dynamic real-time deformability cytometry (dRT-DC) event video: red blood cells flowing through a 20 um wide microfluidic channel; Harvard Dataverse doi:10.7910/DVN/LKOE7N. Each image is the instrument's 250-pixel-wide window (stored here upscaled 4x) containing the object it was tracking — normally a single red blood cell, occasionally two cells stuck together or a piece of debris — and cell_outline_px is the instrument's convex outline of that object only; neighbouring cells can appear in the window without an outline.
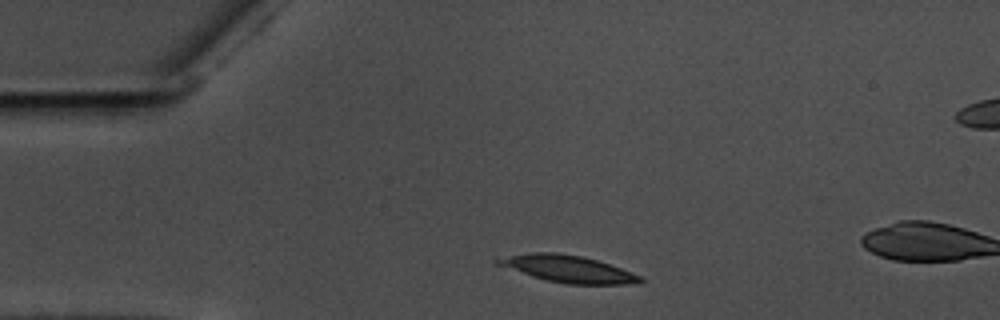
{"species": "common noctule bat (a hibernating species)", "species_latin": "Nyctalus noctula", "temperature_condition": "warm", "stored_images_in_passage": 7, "camera_frame_rate_fps": 3000, "um_per_image_px": 0.085, "animal": {"sex": "male", "body_mass_g": 17.5, "forearm_length_mm": 52.3}, "frame": {"image": 1, "passage_image": 4, "time_ms": 1.0, "image_size_px": [1000, 320], "cell_outline_px": [[644, 280], [628, 284], [568, 284], [548, 280], [532, 276], [496, 264], [492, 260], [532, 252], [556, 252], [584, 256], [620, 268], [640, 276]], "centroid_in_image_um": [48.26, 22.84], "position_along_channel_um": 36.7, "area_um2": 21.85}}